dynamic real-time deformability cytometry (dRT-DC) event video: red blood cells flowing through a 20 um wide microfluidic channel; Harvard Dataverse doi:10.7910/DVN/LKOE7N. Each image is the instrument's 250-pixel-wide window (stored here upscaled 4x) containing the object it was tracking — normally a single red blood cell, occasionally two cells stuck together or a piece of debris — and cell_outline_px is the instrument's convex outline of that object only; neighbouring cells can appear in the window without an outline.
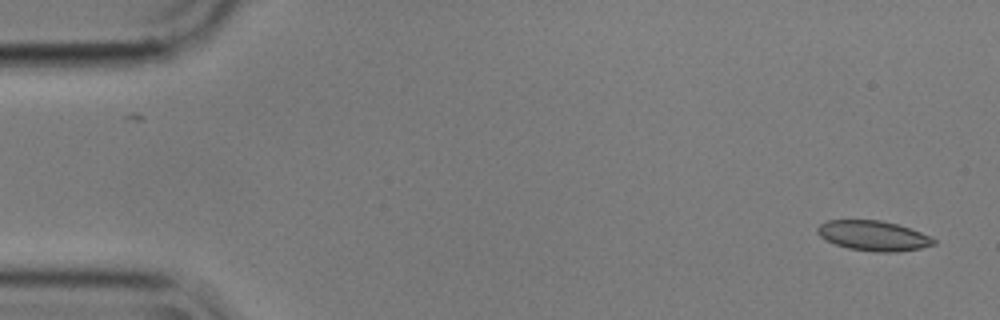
{"species": "common noctule bat (a hibernating species)", "species_latin": "Nyctalus noctula", "temperature_condition": "cold", "stored_images_in_passage": 4, "camera_frame_rate_fps": 3000, "um_per_image_px": 0.085, "animal": {"sex": "male", "body_mass_g": 17.9}, "frame": {"image": 1, "passage_image": 1, "time_ms": 0.0, "image_size_px": [1000, 320], "cell_outline_px": [[936, 244], [920, 248], [896, 252], [876, 252], [848, 248], [824, 240], [816, 232], [816, 228], [820, 224], [828, 220], [880, 220], [896, 224], [932, 236], [936, 240]], "centroid_in_image_um": [74.22, 20.04], "position_along_channel_um": 10.8, "area_um2": 20.35}}